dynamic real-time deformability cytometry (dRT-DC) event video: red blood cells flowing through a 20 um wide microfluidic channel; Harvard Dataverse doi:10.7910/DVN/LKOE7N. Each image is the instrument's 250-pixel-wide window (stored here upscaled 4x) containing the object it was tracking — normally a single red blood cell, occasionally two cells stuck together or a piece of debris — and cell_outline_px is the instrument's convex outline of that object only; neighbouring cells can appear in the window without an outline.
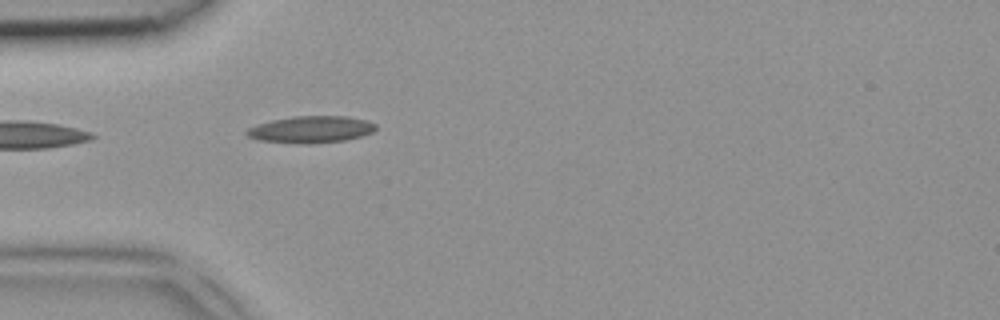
{"species": "common noctule bat (a hibernating species)", "species_latin": "Nyctalus noctula", "temperature_condition": "room temperature", "stored_images_in_passage": 3, "camera_frame_rate_fps": 3000, "um_per_image_px": 0.085, "animal": {"sex": "female", "body_mass_g": 18.4}, "frame": {"image": 1, "passage_image": 3, "time_ms": 0.667, "image_size_px": [1000, 320], "cell_outline_px": [[376, 128], [372, 132], [360, 136], [344, 140], [308, 144], [304, 144], [260, 140], [248, 136], [244, 132], [248, 128], [272, 120], [296, 116], [348, 116], [368, 120], [376, 124]], "centroid_in_image_um": [26.46, 10.99], "position_along_channel_um": 58.5, "area_um2": 20.0}}